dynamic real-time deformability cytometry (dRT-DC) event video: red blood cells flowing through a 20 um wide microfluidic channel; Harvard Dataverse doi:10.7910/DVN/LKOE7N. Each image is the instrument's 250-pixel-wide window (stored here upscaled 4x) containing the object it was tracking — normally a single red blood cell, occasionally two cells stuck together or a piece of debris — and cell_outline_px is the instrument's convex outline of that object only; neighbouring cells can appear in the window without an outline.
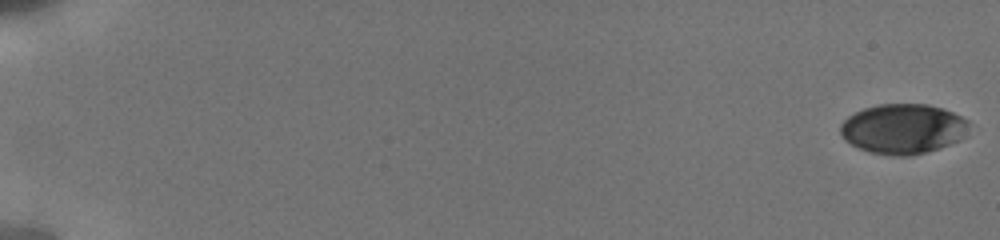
{"species": "human", "species_latin": "Homo sapiens", "temperature_condition": "cold", "stored_images_in_passage": 12, "camera_frame_rate_fps": 3000, "um_per_image_px": 0.085, "donor": {"sex": "male"}, "frame": {"image": 1, "passage_image": 1, "time_ms": 0.0, "image_size_px": [1000, 240], "cell_outline_px": [[968, 136], [960, 140], [924, 152], [908, 156], [892, 156], [868, 152], [844, 140], [840, 132], [840, 124], [848, 116], [864, 108], [880, 104], [928, 104], [944, 108], [968, 120]], "centroid_in_image_um": [76.76, 10.95], "position_along_channel_um": 8.2, "area_um2": 37.51}}